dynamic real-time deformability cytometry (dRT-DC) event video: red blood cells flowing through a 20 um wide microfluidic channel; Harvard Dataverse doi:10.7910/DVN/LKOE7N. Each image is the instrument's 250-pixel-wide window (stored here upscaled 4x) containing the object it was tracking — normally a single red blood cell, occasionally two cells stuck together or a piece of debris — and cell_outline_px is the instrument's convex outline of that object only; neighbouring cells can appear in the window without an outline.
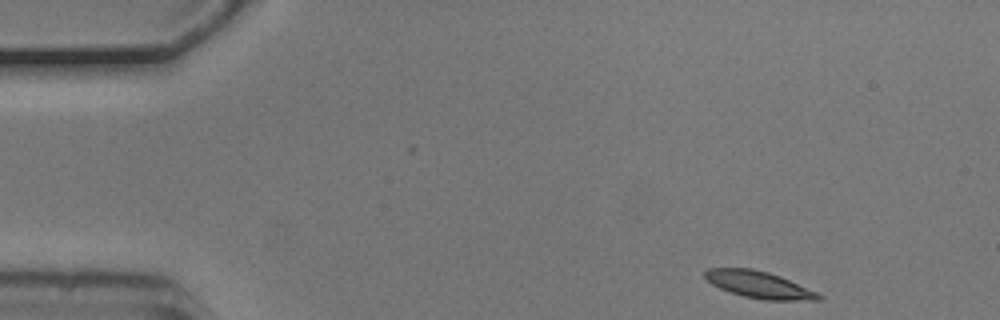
{"species": "common noctule bat (a hibernating species)", "species_latin": "Nyctalus noctula", "temperature_condition": "cold", "stored_images_in_passage": 3, "camera_frame_rate_fps": 3000, "um_per_image_px": 0.085, "animal": {"sex": "male", "body_mass_g": 20.5, "forearm_length_mm": 52.5}, "frame": {"image": 1, "passage_image": 1, "time_ms": 0.0, "image_size_px": [1000, 320], "cell_outline_px": [[824, 300], [764, 300], [744, 296], [720, 288], [712, 284], [704, 276], [704, 272], [708, 268], [752, 268], [768, 272], [780, 276], [816, 292], [824, 296]], "centroid_in_image_um": [64.53, 24.2], "position_along_channel_um": 20.5, "area_um2": 17.63}}
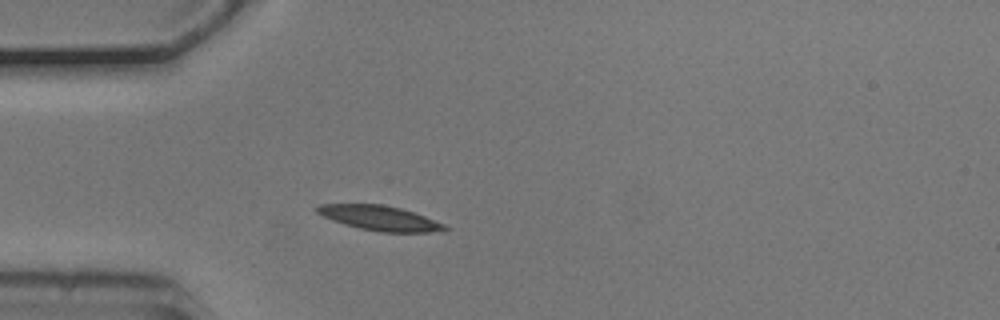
{"frame": {"image": 2, "passage_image": 3, "time_ms": 0.667, "image_size_px": [1000, 320], "cell_outline_px": [[448, 228], [428, 232], [380, 232], [360, 228], [344, 224], [324, 216], [316, 212], [316, 208], [320, 204], [380, 204], [400, 208], [424, 216], [444, 224]], "centroid_in_image_um": [32.24, 18.53], "position_along_channel_um": 52.8, "area_um2": 17.98}}